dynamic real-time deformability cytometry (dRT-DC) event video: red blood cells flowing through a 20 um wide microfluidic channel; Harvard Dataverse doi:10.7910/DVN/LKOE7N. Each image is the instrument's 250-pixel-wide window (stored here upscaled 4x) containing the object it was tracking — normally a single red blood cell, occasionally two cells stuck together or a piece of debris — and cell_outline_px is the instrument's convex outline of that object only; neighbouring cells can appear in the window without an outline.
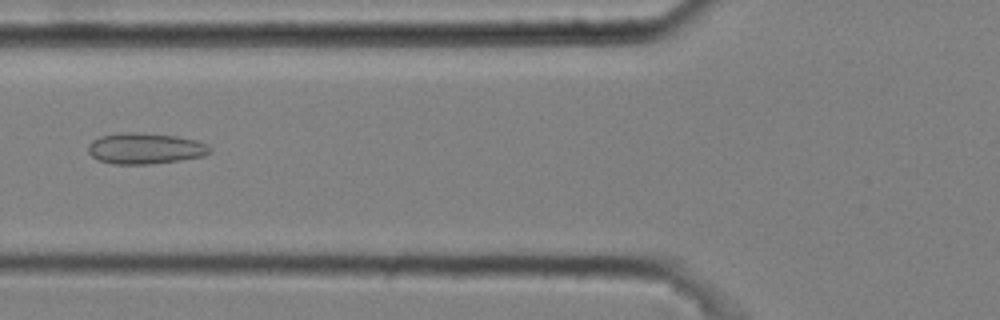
{"species": "common noctule bat (a hibernating species)", "species_latin": "Nyctalus noctula", "temperature_condition": "cold", "stored_images_in_passage": 9, "camera_frame_rate_fps": 3000, "um_per_image_px": 0.085, "animal": {"sex": "male", "body_mass_g": 20.4}, "frame": {"image": 1, "passage_image": 6, "time_ms": 1.667, "image_size_px": [1000, 320], "cell_outline_px": [[212, 152], [204, 156], [180, 160], [148, 164], [112, 164], [100, 160], [92, 156], [88, 152], [88, 144], [92, 140], [100, 136], [120, 132], [132, 132], [176, 136], [196, 140], [208, 144], [212, 148]], "centroid_in_image_um": [12.35, 12.61], "position_along_channel_um": 113.4, "area_um2": 22.08}}
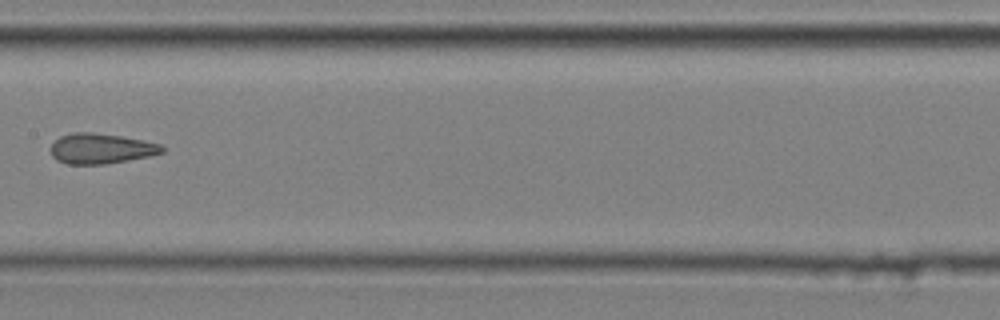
{"frame": {"image": 2, "passage_image": 8, "time_ms": 2.333, "image_size_px": [1000, 320], "cell_outline_px": [[164, 152], [152, 156], [104, 164], [68, 164], [56, 160], [52, 156], [52, 144], [60, 136], [72, 132], [92, 132], [120, 136], [160, 144], [164, 148]], "centroid_in_image_um": [8.58, 12.63], "position_along_channel_um": 198.8, "area_um2": 19.54}}
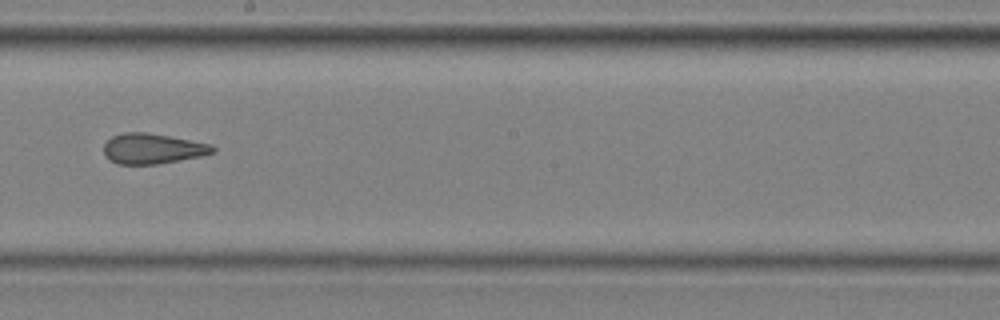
{"frame": {"image": 3, "passage_image": 9, "time_ms": 2.667, "image_size_px": [1000, 320], "cell_outline_px": [[216, 152], [204, 156], [156, 164], [116, 164], [104, 152], [104, 144], [112, 136], [124, 132], [144, 132], [168, 136], [212, 144], [216, 148]], "centroid_in_image_um": [13.02, 12.63], "position_along_channel_um": 235.2, "area_um2": 19.19}}